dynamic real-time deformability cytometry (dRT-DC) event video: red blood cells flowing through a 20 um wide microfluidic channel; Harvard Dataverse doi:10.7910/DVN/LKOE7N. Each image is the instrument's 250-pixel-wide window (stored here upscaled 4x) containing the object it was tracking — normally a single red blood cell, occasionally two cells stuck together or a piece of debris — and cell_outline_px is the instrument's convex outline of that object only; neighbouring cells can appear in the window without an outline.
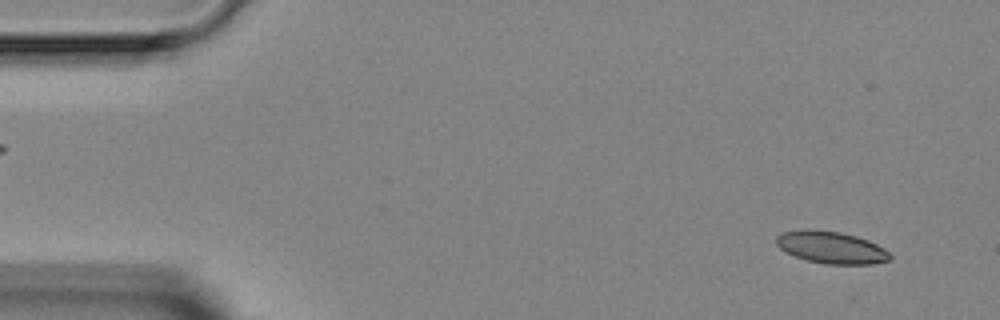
{"species": "Egyptian fruit bat (a non-hibernating species)", "species_latin": "Rousettus aegyptiacus", "temperature_condition": "room temperature", "stored_images_in_passage": 5, "camera_frame_rate_fps": 3000, "um_per_image_px": 0.085, "animal": {"sex": "female"}, "frame": {"image": 1, "passage_image": 2, "time_ms": 1.0, "image_size_px": [1000, 320], "cell_outline_px": [[892, 260], [872, 264], [824, 264], [808, 260], [796, 256], [780, 248], [776, 244], [776, 236], [784, 232], [840, 232], [856, 236], [868, 240], [884, 248], [892, 256]], "centroid_in_image_um": [70.75, 21.08], "position_along_channel_um": 14.2, "area_um2": 20.46}}
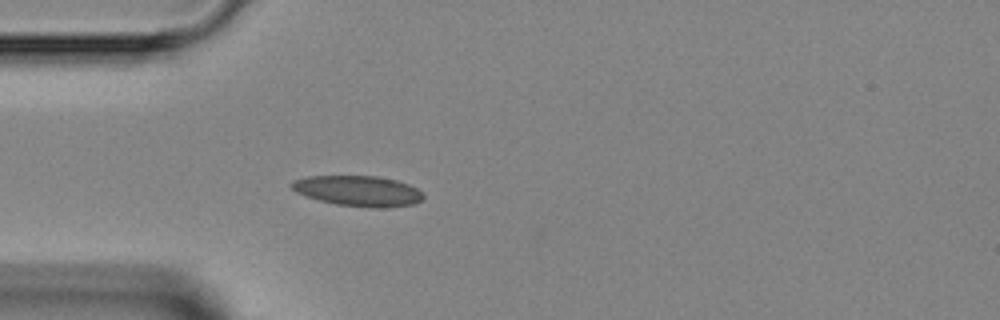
{"frame": {"image": 2, "passage_image": 5, "time_ms": 4.333, "image_size_px": [1000, 320], "cell_outline_px": [[424, 196], [416, 204], [384, 208], [372, 208], [336, 204], [320, 200], [296, 192], [288, 184], [292, 180], [308, 176], [376, 176], [396, 180], [408, 184], [416, 188]], "centroid_in_image_um": [30.43, 16.23], "position_along_channel_um": 54.6, "area_um2": 23.35}}